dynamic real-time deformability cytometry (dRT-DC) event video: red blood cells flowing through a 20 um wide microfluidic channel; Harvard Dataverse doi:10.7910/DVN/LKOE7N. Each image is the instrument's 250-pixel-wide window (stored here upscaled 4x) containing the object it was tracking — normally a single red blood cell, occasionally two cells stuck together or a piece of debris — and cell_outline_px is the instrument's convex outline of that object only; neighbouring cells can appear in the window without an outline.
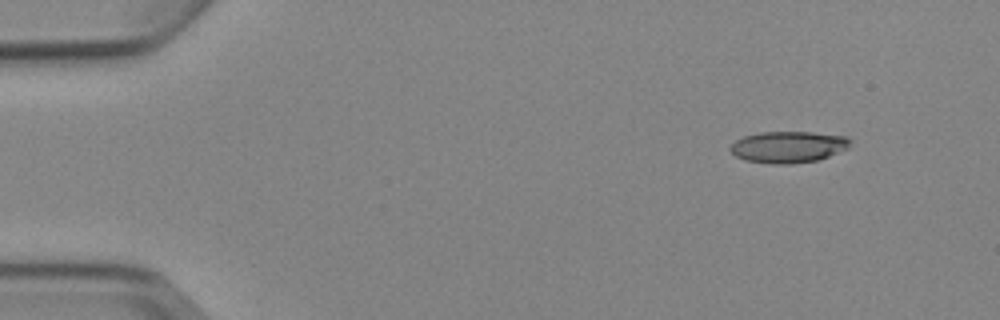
{"species": "Egyptian fruit bat (a non-hibernating species)", "species_latin": "Rousettus aegyptiacus", "temperature_condition": "cold", "stored_images_in_passage": 5, "camera_frame_rate_fps": 3000, "um_per_image_px": 0.085, "animal": {"sex": "female"}, "frame": {"image": 1, "passage_image": 1, "time_ms": 0.0, "image_size_px": [1000, 320], "cell_outline_px": [[852, 140], [848, 148], [828, 156], [816, 160], [788, 164], [772, 164], [744, 160], [736, 156], [728, 148], [736, 140], [744, 136], [760, 132], [812, 132], [848, 136]], "centroid_in_image_um": [67.0, 12.48], "position_along_channel_um": 18.0, "area_um2": 22.02}}
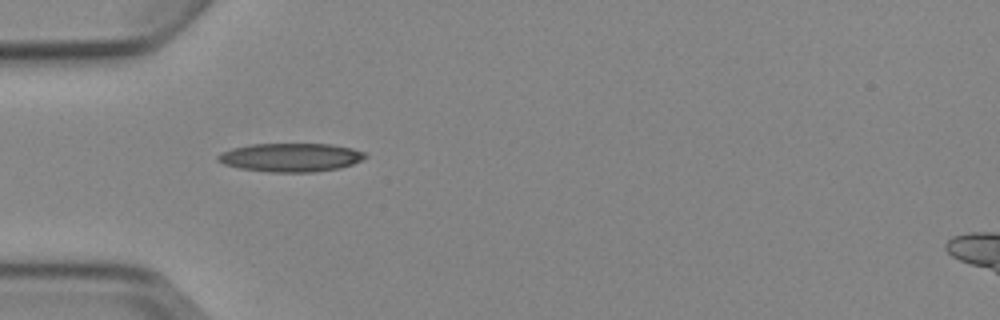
{"frame": {"image": 2, "passage_image": 4, "time_ms": 3.667, "image_size_px": [1000, 320], "cell_outline_px": [[368, 156], [352, 164], [340, 168], [312, 172], [268, 172], [240, 168], [224, 164], [216, 160], [216, 156], [232, 148], [252, 144], [332, 144], [352, 148], [364, 152]], "centroid_in_image_um": [24.71, 13.38], "position_along_channel_um": 60.3, "area_um2": 24.45}}
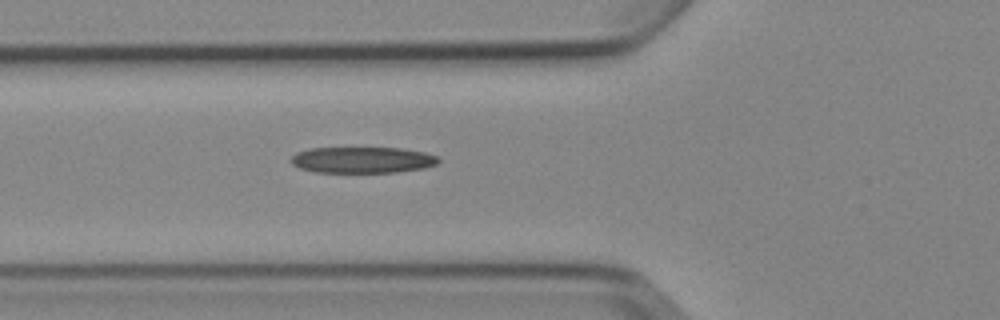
{"frame": {"image": 3, "passage_image": 5, "time_ms": 4.667, "image_size_px": [1000, 320], "cell_outline_px": [[440, 160], [436, 164], [424, 168], [396, 172], [316, 172], [300, 168], [292, 164], [288, 160], [296, 152], [308, 148], [400, 148], [424, 152], [436, 156]], "centroid_in_image_um": [30.76, 13.59], "position_along_channel_um": 95.0, "area_um2": 22.48}}